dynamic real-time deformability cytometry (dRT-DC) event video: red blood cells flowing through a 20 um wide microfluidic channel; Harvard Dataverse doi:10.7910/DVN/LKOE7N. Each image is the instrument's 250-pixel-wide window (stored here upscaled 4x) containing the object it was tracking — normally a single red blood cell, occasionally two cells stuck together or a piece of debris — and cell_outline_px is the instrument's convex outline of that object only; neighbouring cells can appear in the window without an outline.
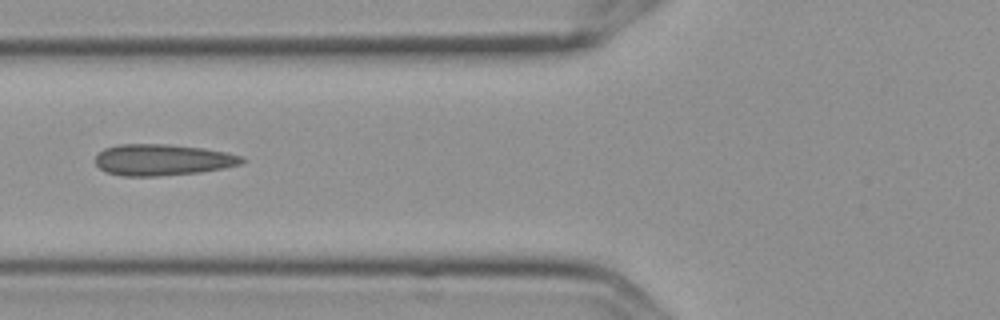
{"species": "Egyptian fruit bat (a non-hibernating species)", "species_latin": "Rousettus aegyptiacus", "temperature_condition": "cold", "stored_images_in_passage": 11, "camera_frame_rate_fps": 3000, "um_per_image_px": 0.085, "frame": {"image": 1, "passage_image": 2, "time_ms": 0.333, "image_size_px": [1000, 320], "cell_outline_px": [[248, 160], [240, 164], [224, 168], [200, 172], [160, 176], [120, 176], [108, 172], [100, 168], [96, 164], [96, 156], [104, 148], [116, 144], [168, 144], [204, 148], [244, 156]], "centroid_in_image_um": [13.84, 13.58], "position_along_channel_um": 112.0, "area_um2": 26.88}}
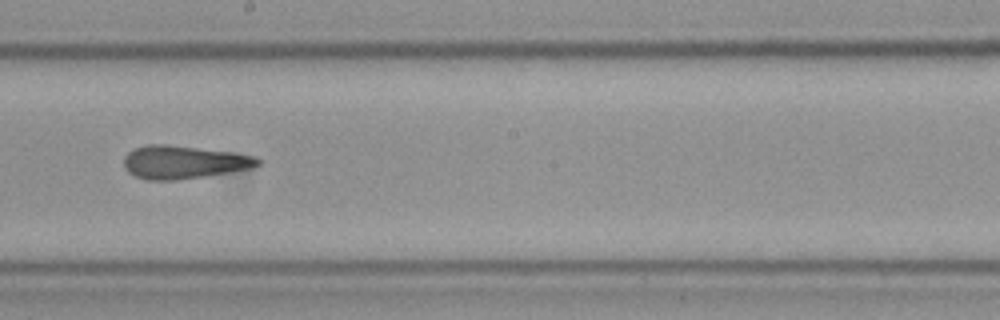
{"frame": {"image": 2, "passage_image": 5, "time_ms": 1.333, "image_size_px": [1000, 320], "cell_outline_px": [[264, 160], [260, 164], [248, 168], [176, 180], [148, 180], [136, 176], [128, 172], [124, 168], [124, 156], [128, 152], [136, 148], [148, 144], [164, 144], [228, 152], [252, 156]], "centroid_in_image_um": [15.53, 13.78], "position_along_channel_um": 232.7, "area_um2": 25.14}}
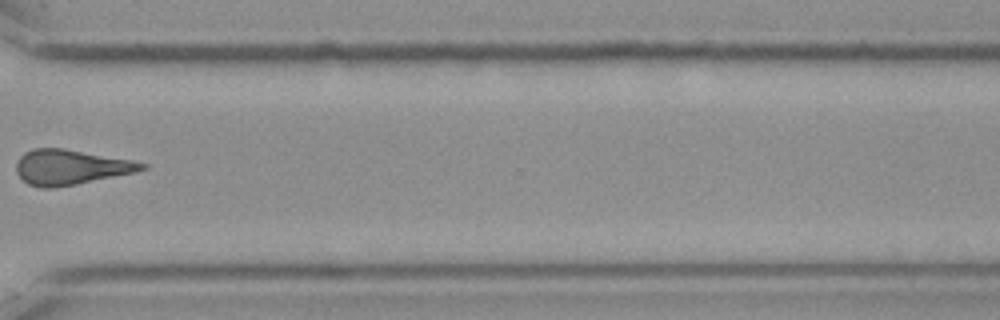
{"frame": {"image": 3, "passage_image": 8, "time_ms": 2.333, "image_size_px": [1000, 320], "cell_outline_px": [[148, 168], [136, 172], [76, 184], [52, 188], [40, 188], [28, 184], [16, 172], [16, 164], [20, 156], [24, 152], [32, 148], [64, 148], [132, 160], [148, 164]], "centroid_in_image_um": [6.0, 14.2], "position_along_channel_um": 364.6, "area_um2": 25.66}}